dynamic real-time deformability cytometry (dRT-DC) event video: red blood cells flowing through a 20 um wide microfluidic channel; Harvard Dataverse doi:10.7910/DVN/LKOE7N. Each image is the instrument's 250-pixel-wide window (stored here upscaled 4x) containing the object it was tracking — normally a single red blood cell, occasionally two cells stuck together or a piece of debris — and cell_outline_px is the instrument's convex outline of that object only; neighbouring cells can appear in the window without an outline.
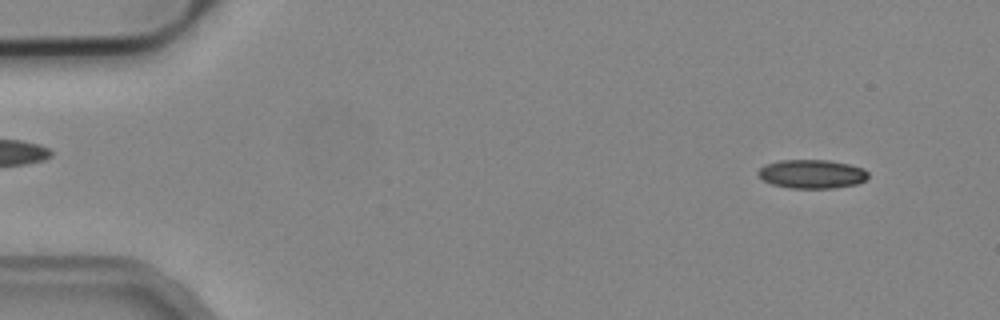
{"species": "common noctule bat (a hibernating species)", "species_latin": "Nyctalus noctula", "temperature_condition": "cold", "stored_images_in_passage": 53, "camera_frame_rate_fps": 3000, "um_per_image_px": 0.085, "animal": {"sex": "male", "body_mass_g": 19.2, "forearm_length_mm": 51.8}, "frame": {"image": 1, "passage_image": 4, "time_ms": 1.0, "image_size_px": [1000, 320], "cell_outline_px": [[868, 176], [864, 180], [856, 184], [836, 188], [788, 188], [772, 184], [764, 180], [756, 172], [764, 164], [780, 160], [828, 160], [848, 164], [864, 168], [868, 172]], "centroid_in_image_um": [69.0, 14.79], "position_along_channel_um": 16.0, "area_um2": 18.5}}
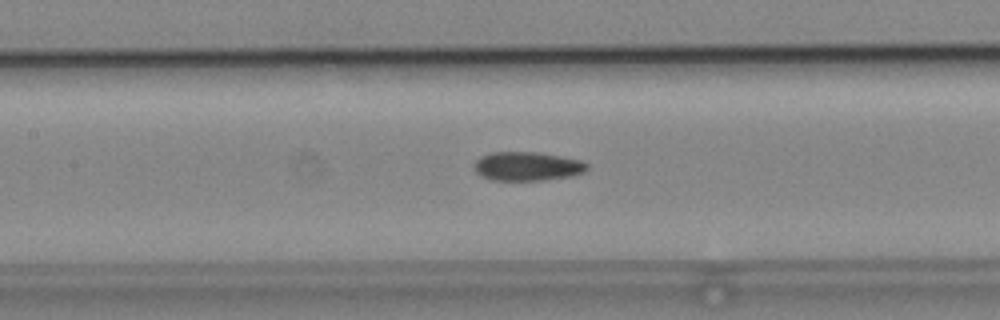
{"frame": {"image": 2, "passage_image": 24, "time_ms": 7.667, "image_size_px": [1000, 320], "cell_outline_px": [[588, 168], [584, 172], [572, 176], [544, 180], [492, 180], [480, 176], [476, 172], [476, 160], [480, 156], [492, 152], [540, 152], [580, 160], [588, 164]], "centroid_in_image_um": [44.83, 14.13], "position_along_channel_um": 162.6, "area_um2": 19.02}}
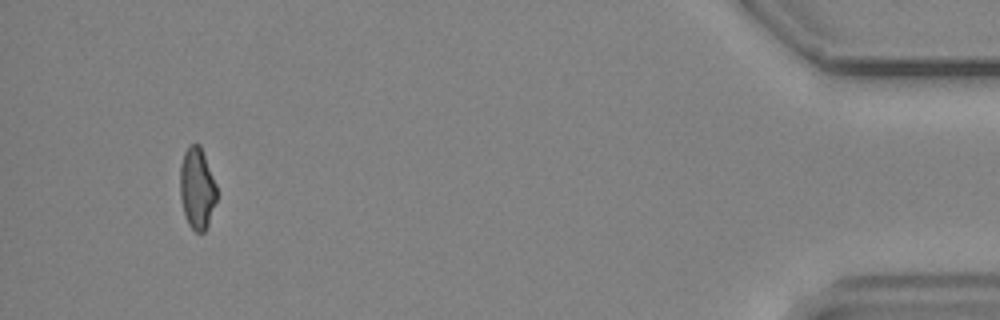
{"frame": {"image": 3, "passage_image": 50, "time_ms": 16.333, "image_size_px": [1000, 320], "cell_outline_px": [[216, 200], [208, 224], [204, 232], [196, 232], [188, 224], [184, 212], [180, 196], [180, 164], [184, 152], [192, 144], [200, 144], [216, 184]], "centroid_in_image_um": [16.74, 16.0], "position_along_channel_um": 418.5, "area_um2": 17.22}, "authors_computed_cell_mechanics": {"area_um2": 18.8428, "velocity_mm_per_s": 3.8133, "shape_relaxation_time_tau1_ms": 11.2383, "shape_relaxation_time_tau2_ms": 6.006, "deformation_change_tau1": 0.1505, "deformation_change_tau2": 0.1077}}